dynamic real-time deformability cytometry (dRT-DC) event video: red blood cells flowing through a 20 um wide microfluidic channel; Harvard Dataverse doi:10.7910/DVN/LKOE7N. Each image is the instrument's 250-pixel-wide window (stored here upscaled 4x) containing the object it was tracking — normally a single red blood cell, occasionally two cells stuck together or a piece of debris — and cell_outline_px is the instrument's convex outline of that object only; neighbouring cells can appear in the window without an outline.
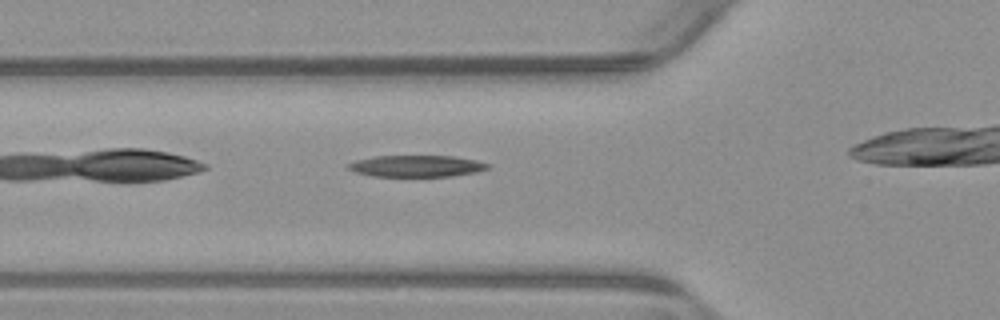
{"species": "common noctule bat (a hibernating species)", "species_latin": "Nyctalus noctula", "temperature_condition": "warm", "stored_images_in_passage": 27, "camera_frame_rate_fps": 3000, "um_per_image_px": 0.085, "animal": {"sex": "male", "body_mass_g": 23.1, "forearm_length_mm": 52.7}, "frame": {"image": 1, "passage_image": 2, "time_ms": 0.333, "image_size_px": [1000, 320], "cell_outline_px": [[488, 168], [476, 172], [448, 176], [372, 176], [356, 172], [348, 168], [348, 164], [356, 160], [376, 156], [452, 156], [476, 160], [488, 164]], "centroid_in_image_um": [35.39, 14.11], "position_along_channel_um": 90.4, "area_um2": 17.22}}
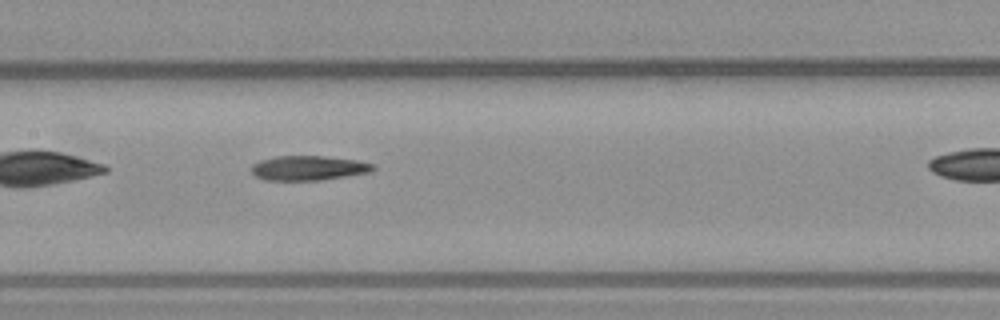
{"frame": {"image": 2, "passage_image": 9, "time_ms": 2.667, "image_size_px": [1000, 320], "cell_outline_px": [[376, 168], [372, 172], [320, 180], [264, 180], [256, 176], [252, 172], [252, 164], [260, 160], [276, 156], [324, 156], [356, 160], [376, 164]], "centroid_in_image_um": [26.25, 14.28], "position_along_channel_um": 181.2, "area_um2": 17.51}}
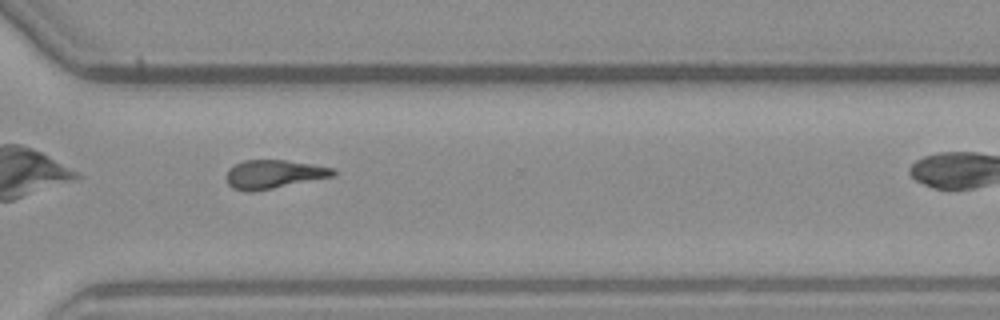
{"frame": {"image": 3, "passage_image": 22, "time_ms": 7.0, "image_size_px": [1000, 320], "cell_outline_px": [[336, 172], [332, 176], [252, 192], [244, 192], [232, 188], [228, 184], [228, 168], [244, 160], [284, 160], [312, 164], [332, 168]], "centroid_in_image_um": [23.22, 14.81], "position_along_channel_um": 347.4, "area_um2": 17.46}}